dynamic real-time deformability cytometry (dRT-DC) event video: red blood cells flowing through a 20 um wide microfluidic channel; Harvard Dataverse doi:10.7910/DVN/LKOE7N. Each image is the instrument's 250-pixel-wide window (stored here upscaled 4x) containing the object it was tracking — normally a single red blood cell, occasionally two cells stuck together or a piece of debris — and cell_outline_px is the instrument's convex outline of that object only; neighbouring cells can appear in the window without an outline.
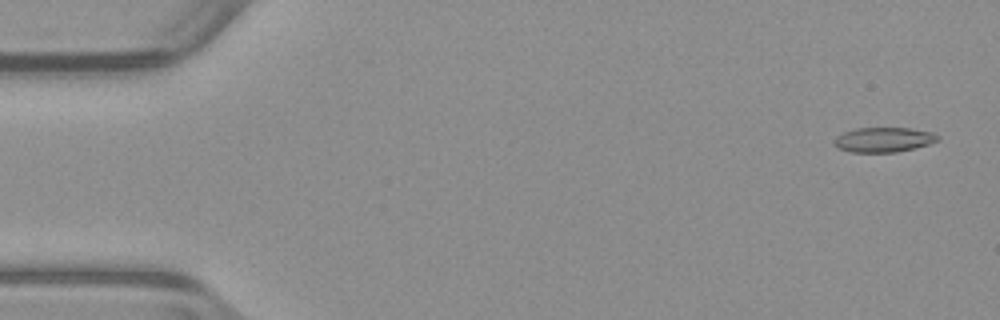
{"species": "common noctule bat (a hibernating species)", "species_latin": "Nyctalus noctula", "temperature_condition": "warm", "stored_images_in_passage": 52, "camera_frame_rate_fps": 3000, "um_per_image_px": 0.085, "animal": {"sex": "male", "body_mass_g": 23.1, "forearm_length_mm": 52.7}, "frame": {"image": 1, "passage_image": 2, "time_ms": 0.333, "image_size_px": [1000, 320], "cell_outline_px": [[940, 140], [928, 144], [896, 152], [852, 152], [840, 148], [832, 144], [832, 140], [836, 136], [844, 132], [856, 128], [912, 128], [932, 132], [940, 136]], "centroid_in_image_um": [75.1, 11.86], "position_along_channel_um": 9.9, "area_um2": 14.97}}
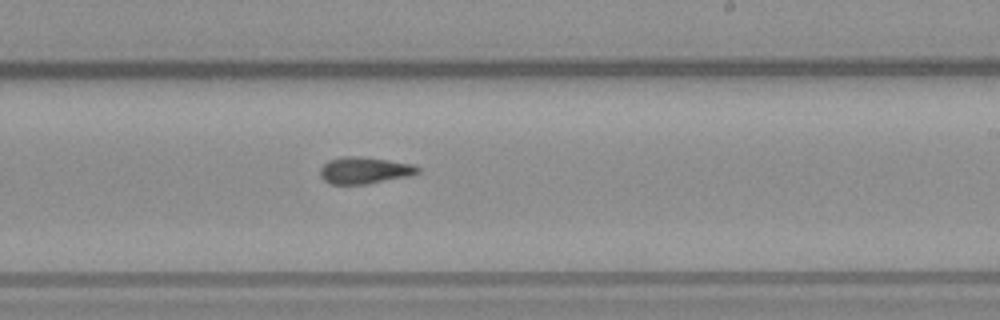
{"frame": {"image": 2, "passage_image": 31, "time_ms": 10.0, "image_size_px": [1000, 320], "cell_outline_px": [[420, 172], [412, 176], [368, 184], [332, 184], [324, 180], [320, 176], [320, 168], [328, 160], [344, 156], [360, 156], [388, 160], [412, 164], [420, 168]], "centroid_in_image_um": [31.0, 14.48], "position_along_channel_um": 258.0, "area_um2": 15.37}}
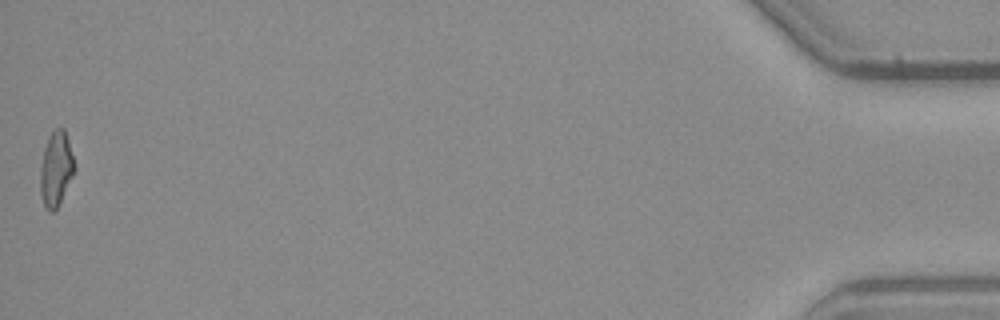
{"frame": {"image": 3, "passage_image": 52, "time_ms": 17.0, "image_size_px": [1000, 320], "cell_outline_px": [[76, 168], [56, 208], [52, 212], [48, 212], [44, 208], [40, 192], [40, 168], [44, 148], [48, 136], [56, 128], [64, 128], [68, 140]], "centroid_in_image_um": [4.74, 14.35], "position_along_channel_um": 430.5, "area_um2": 14.74}, "authors_computed_cell_mechanics": {"area_um2": 14.9991, "velocity_mm_per_s": 3.9604, "shape_relaxation_time_tau1_ms": 11.041, "shape_relaxation_time_tau2_ms": 2.7244, "deformation_change_tau1": 0.2966, "deformation_change_tau2": 0.1192}}